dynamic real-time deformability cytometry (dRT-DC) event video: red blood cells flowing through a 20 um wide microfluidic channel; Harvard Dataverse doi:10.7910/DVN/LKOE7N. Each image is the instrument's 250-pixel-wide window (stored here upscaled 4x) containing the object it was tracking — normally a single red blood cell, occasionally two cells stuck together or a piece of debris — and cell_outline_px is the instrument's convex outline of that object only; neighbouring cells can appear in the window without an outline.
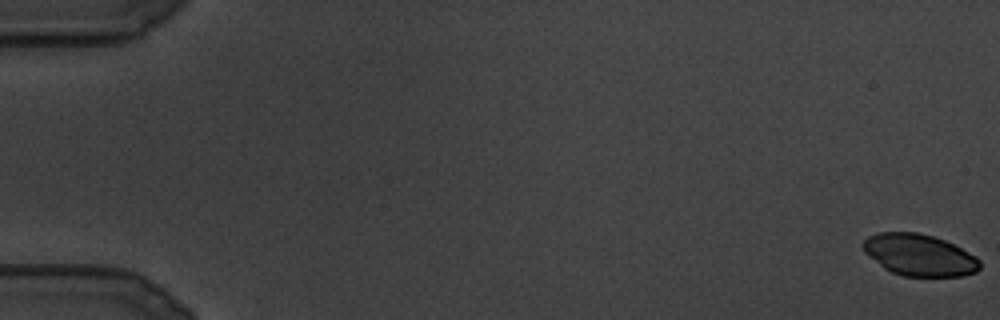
{"species": "common noctule bat (a hibernating species)", "species_latin": "Nyctalus noctula", "temperature_condition": "cold", "stored_images_in_passage": 98, "segment_of_instrument_passage": [1, 2], "camera_frame_rate_fps": 3000, "um_per_image_px": 0.085, "animal": {"sex": "male", "body_mass_g": 19.5, "forearm_length_mm": 54.6}, "frame": {"image": 1, "passage_image": 1, "time_ms": 0.0, "image_size_px": [1000, 320], "cell_outline_px": [[980, 268], [976, 272], [960, 276], [904, 276], [892, 272], [884, 268], [868, 256], [864, 252], [860, 244], [868, 236], [880, 232], [916, 232], [932, 236], [944, 240], [976, 256], [980, 260]], "centroid_in_image_um": [78.11, 21.67], "position_along_channel_um": 6.9, "area_um2": 28.32}}